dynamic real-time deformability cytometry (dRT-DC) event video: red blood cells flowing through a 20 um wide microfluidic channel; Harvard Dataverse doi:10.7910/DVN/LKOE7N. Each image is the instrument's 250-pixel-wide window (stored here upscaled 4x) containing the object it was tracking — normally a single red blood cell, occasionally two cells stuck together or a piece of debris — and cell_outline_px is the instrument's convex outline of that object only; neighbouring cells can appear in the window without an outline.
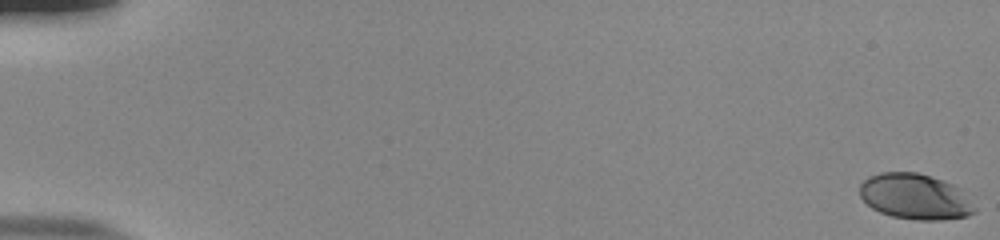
{"species": "human", "species_latin": "Homo sapiens", "temperature_condition": "room temperature", "stored_images_in_passage": 56, "camera_frame_rate_fps": 3000, "um_per_image_px": 0.085, "donor": {"sex": "male"}, "frame": {"image": 1, "passage_image": 1, "time_ms": 0.0, "image_size_px": [1000, 240], "cell_outline_px": [[976, 212], [968, 216], [940, 220], [916, 220], [892, 216], [880, 212], [872, 208], [860, 196], [860, 184], [868, 176], [880, 172], [916, 172], [952, 184], [960, 188], [976, 208]], "centroid_in_image_um": [77.78, 16.72], "position_along_channel_um": 7.2, "area_um2": 30.46}}
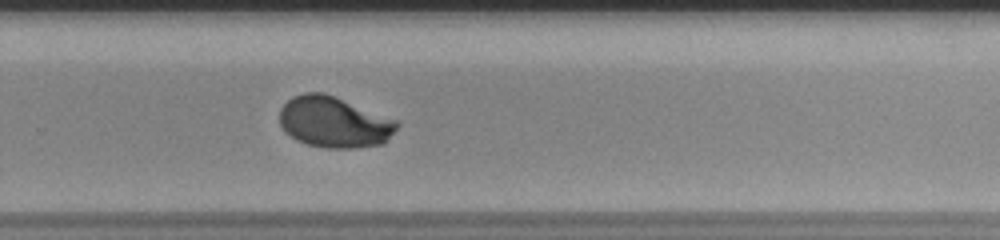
{"frame": {"image": 2, "passage_image": 39, "time_ms": 12.667, "image_size_px": [1000, 240], "cell_outline_px": [[400, 124], [388, 140], [384, 144], [356, 148], [328, 148], [308, 144], [296, 140], [284, 132], [280, 124], [280, 108], [292, 96], [304, 92], [324, 92], [400, 120]], "centroid_in_image_um": [28.43, 10.37], "position_along_channel_um": 301.4, "area_um2": 35.43}}
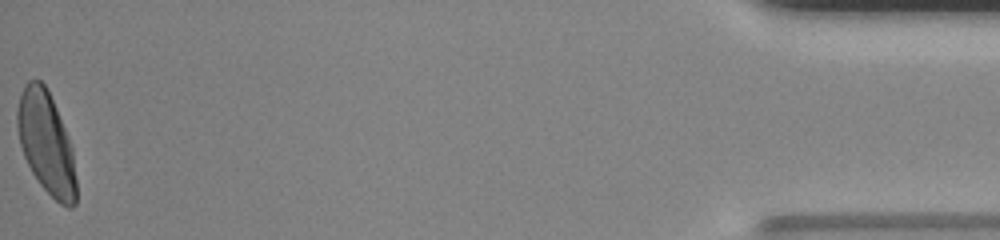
{"frame": {"image": 3, "passage_image": 56, "time_ms": 18.333, "image_size_px": [1000, 240], "cell_outline_px": [[76, 204], [72, 208], [68, 208], [60, 204], [40, 184], [32, 172], [24, 156], [20, 144], [16, 124], [16, 112], [20, 96], [24, 84], [28, 80], [40, 80], [44, 84], [56, 108], [68, 136], [72, 148], [76, 180]], "centroid_in_image_um": [3.92, 12.17], "position_along_channel_um": 431.3, "area_um2": 34.85}, "authors_computed_cell_mechanics": {"area_um2": 34.1887, "velocity_mm_per_s": 3.8255, "shape_relaxation_time_tau1_ms": 3.2976, "shape_relaxation_time_tau2_ms": null, "deformation_change_tau1": 0.1871, "deformation_change_tau2": null}}